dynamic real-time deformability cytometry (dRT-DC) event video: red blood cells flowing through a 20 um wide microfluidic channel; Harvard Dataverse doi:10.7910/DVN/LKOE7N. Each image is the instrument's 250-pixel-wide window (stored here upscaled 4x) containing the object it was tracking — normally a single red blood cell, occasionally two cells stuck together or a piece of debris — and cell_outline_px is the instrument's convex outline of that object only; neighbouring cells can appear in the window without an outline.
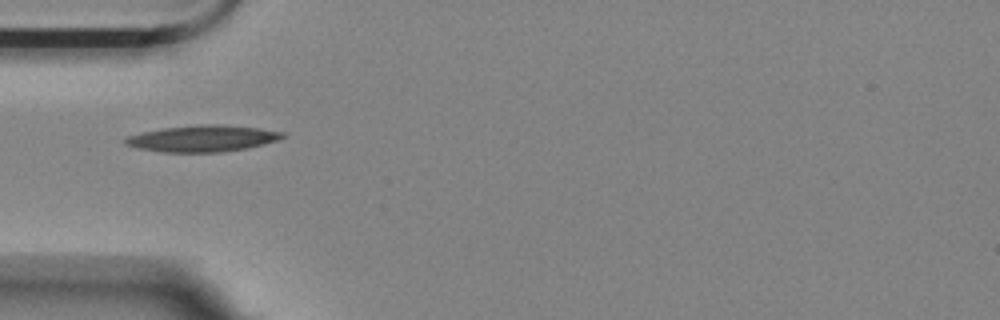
{"species": "Egyptian fruit bat (a non-hibernating species)", "species_latin": "Rousettus aegyptiacus", "temperature_condition": "room temperature", "stored_images_in_passage": 40, "camera_frame_rate_fps": 3000, "um_per_image_px": 0.085, "animal": {"sex": "female"}, "frame": {"image": 1, "passage_image": 1, "time_ms": 0.0, "image_size_px": [1000, 320], "cell_outline_px": [[288, 136], [280, 140], [248, 148], [220, 152], [164, 152], [140, 148], [124, 144], [124, 140], [128, 136], [144, 132], [164, 128], [200, 124], [216, 124], [256, 128], [284, 132]], "centroid_in_image_um": [17.28, 11.77], "position_along_channel_um": 67.7, "area_um2": 24.04}}
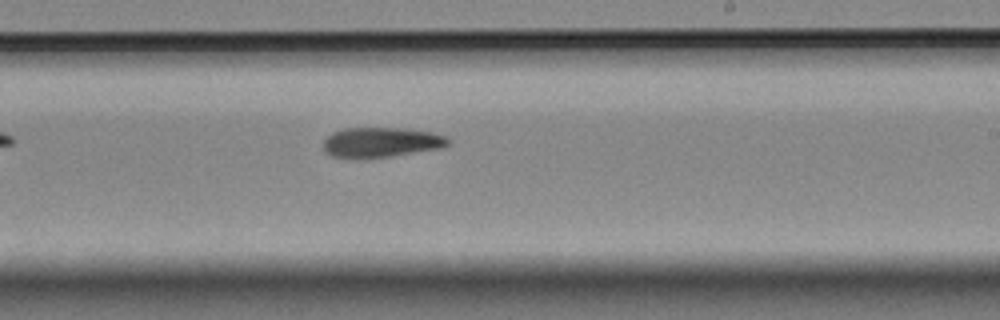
{"frame": {"image": 2, "passage_image": 17, "time_ms": 5.333, "image_size_px": [1000, 320], "cell_outline_px": [[452, 140], [444, 148], [388, 156], [332, 156], [324, 148], [324, 140], [332, 132], [344, 128], [408, 128], [432, 132], [448, 136]], "centroid_in_image_um": [32.51, 12.05], "position_along_channel_um": 256.5, "area_um2": 21.39}}
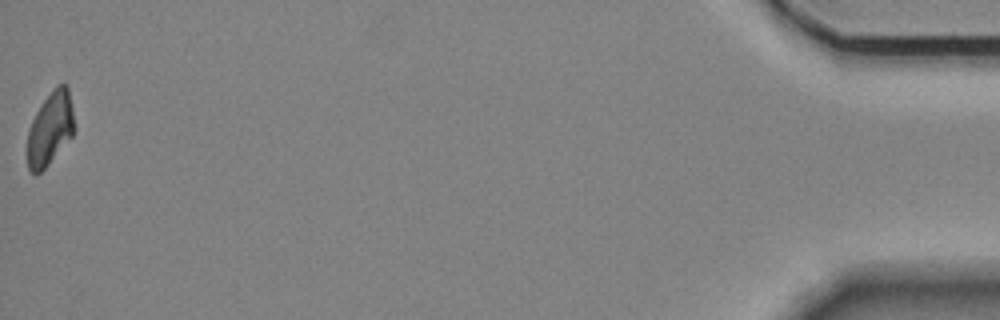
{"frame": {"image": 3, "passage_image": 40, "time_ms": 13.0, "image_size_px": [1000, 320], "cell_outline_px": [[76, 128], [72, 136], [48, 164], [36, 176], [28, 172], [28, 128], [36, 112], [44, 100], [56, 84], [64, 84], [68, 88]], "centroid_in_image_um": [4.26, 10.95], "position_along_channel_um": 430.9, "area_um2": 20.0}, "authors_computed_cell_mechanics": {"area_um2": 21.5305, "velocity_mm_per_s": 3.5375, "shape_relaxation_time_tau1_ms": 10.6636, "shape_relaxation_time_tau2_ms": null, "deformation_change_tau1": 0.251, "deformation_change_tau2": null}}